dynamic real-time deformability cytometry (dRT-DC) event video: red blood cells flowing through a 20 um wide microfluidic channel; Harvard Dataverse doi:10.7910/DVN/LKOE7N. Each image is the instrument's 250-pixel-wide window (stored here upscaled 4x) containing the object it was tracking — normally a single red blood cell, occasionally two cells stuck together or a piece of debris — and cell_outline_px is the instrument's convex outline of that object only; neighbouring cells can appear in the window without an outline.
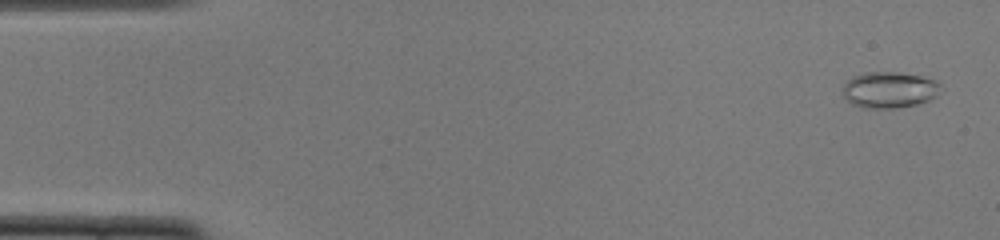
{"species": "common noctule bat (a hibernating species)", "species_latin": "Nyctalus noctula", "temperature_condition": "cold", "stored_images_in_passage": 51, "camera_frame_rate_fps": 3000, "um_per_image_px": 0.085, "animal": {"sex": "female", "body_mass_g": 22.0, "forearm_length_mm": 56.7}, "frame": {"image": 1, "passage_image": 2, "time_ms": 0.333, "image_size_px": [1000, 240], "cell_outline_px": [[944, 88], [936, 96], [928, 100], [916, 104], [896, 108], [864, 108], [852, 104], [844, 96], [844, 84], [852, 76], [864, 72], [900, 72], [920, 76], [936, 80]], "centroid_in_image_um": [75.62, 7.63], "position_along_channel_um": 9.4, "area_um2": 20.75}}
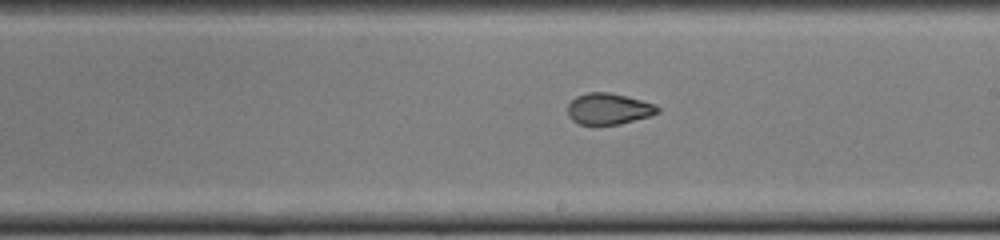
{"frame": {"image": 2, "passage_image": 29, "time_ms": 9.333, "image_size_px": [1000, 240], "cell_outline_px": [[660, 112], [652, 116], [620, 124], [580, 124], [572, 120], [568, 116], [568, 104], [576, 96], [588, 92], [608, 92], [656, 104], [660, 108]], "centroid_in_image_um": [51.75, 9.25], "position_along_channel_um": 237.2, "area_um2": 16.36}}
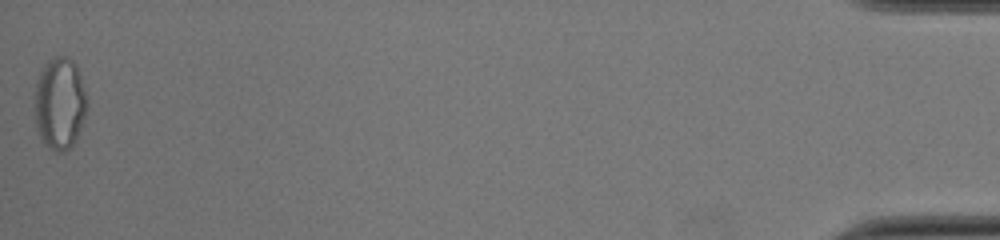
{"frame": {"image": 3, "passage_image": 51, "time_ms": 16.667, "image_size_px": [1000, 240], "cell_outline_px": [[88, 108], [76, 140], [64, 152], [56, 152], [44, 144], [36, 128], [36, 80], [44, 64], [48, 60], [56, 56], [68, 56], [76, 64], [80, 72], [88, 104]], "centroid_in_image_um": [5.1, 8.77], "position_along_channel_um": 430.1, "area_um2": 28.21}, "authors_computed_cell_mechanics": {"area_um2": 18.4382, "velocity_mm_per_s": 3.9349, "shape_relaxation_time_tau1_ms": 11.3043, "shape_relaxation_time_tau2_ms": 1.3123, "deformation_change_tau1": 0.2533, "deformation_change_tau2": 0.05}}